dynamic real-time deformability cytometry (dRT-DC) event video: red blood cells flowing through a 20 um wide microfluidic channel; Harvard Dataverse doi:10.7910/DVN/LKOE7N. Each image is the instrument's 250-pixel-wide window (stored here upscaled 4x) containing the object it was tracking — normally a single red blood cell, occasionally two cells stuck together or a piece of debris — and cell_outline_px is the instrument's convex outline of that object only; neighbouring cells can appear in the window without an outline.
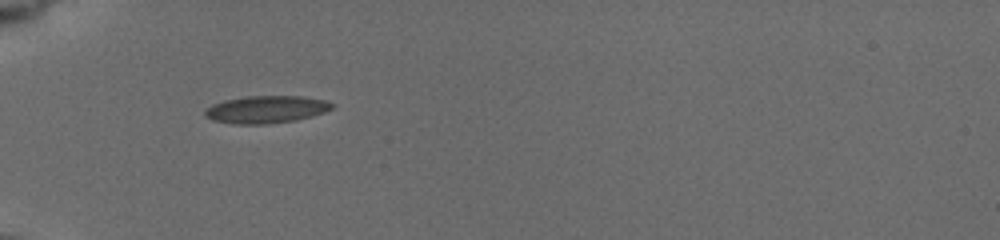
{"species": "common noctule bat (a hibernating species)", "species_latin": "Nyctalus noctula", "temperature_condition": "cold", "stored_images_in_passage": 33, "camera_frame_rate_fps": 3000, "um_per_image_px": 0.085, "animal": {"sex": "female", "body_mass_g": 19.5, "forearm_length_mm": 54.1}, "frame": {"image": 1, "passage_image": 1, "time_ms": 0.0, "image_size_px": [1000, 240], "cell_outline_px": [[336, 104], [332, 108], [324, 112], [312, 116], [296, 120], [268, 124], [236, 124], [212, 120], [204, 116], [204, 112], [212, 104], [224, 100], [248, 96], [300, 96], [324, 100]], "centroid_in_image_um": [22.62, 9.3], "position_along_channel_um": 62.4, "area_um2": 20.29}}
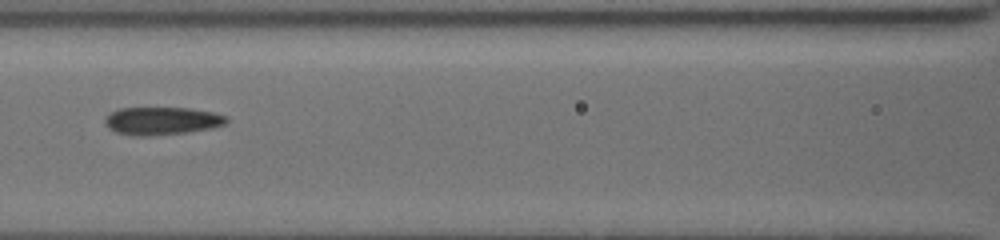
{"frame": {"image": 2, "passage_image": 22, "time_ms": 2.667, "image_size_px": [1000, 240], "cell_outline_px": [[228, 124], [212, 128], [188, 132], [144, 136], [136, 136], [116, 132], [108, 128], [104, 124], [104, 116], [108, 112], [120, 108], [192, 108], [212, 112], [228, 116]], "centroid_in_image_um": [13.75, 10.27], "position_along_channel_um": 152.9, "area_um2": 20.0}}
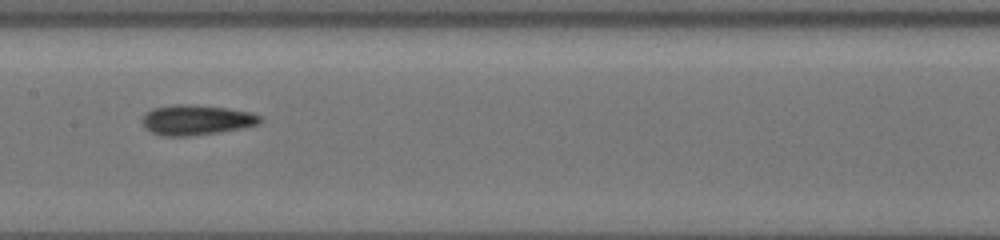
{"frame": {"image": 3, "passage_image": 31, "time_ms": 3.667, "image_size_px": [1000, 240], "cell_outline_px": [[260, 120], [256, 124], [216, 132], [184, 136], [164, 136], [152, 132], [140, 120], [152, 108], [176, 104], [192, 104], [228, 108], [252, 112], [260, 116]], "centroid_in_image_um": [16.65, 10.17], "position_along_channel_um": 190.8, "area_um2": 20.17}}